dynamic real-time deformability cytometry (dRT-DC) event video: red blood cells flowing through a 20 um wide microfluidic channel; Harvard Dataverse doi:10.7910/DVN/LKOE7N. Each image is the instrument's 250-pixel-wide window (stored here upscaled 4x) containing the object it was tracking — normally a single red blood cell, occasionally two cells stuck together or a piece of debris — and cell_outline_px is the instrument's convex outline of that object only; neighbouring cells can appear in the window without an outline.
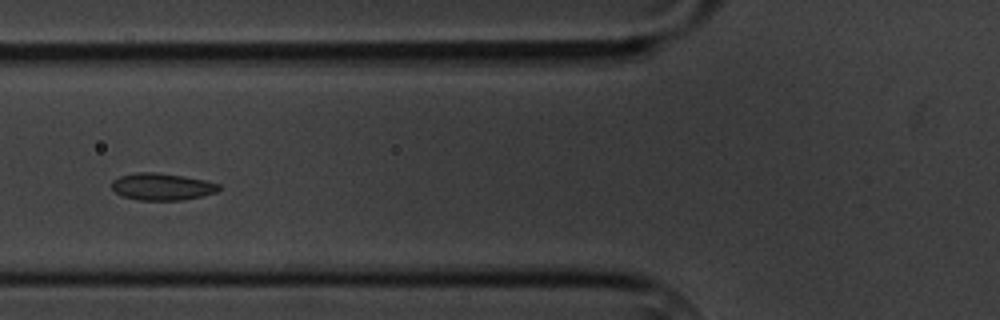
{"species": "common noctule bat (a hibernating species)", "species_latin": "Nyctalus noctula", "temperature_condition": "cold", "stored_images_in_passage": 6, "camera_frame_rate_fps": 3000, "um_per_image_px": 0.085, "animal": {"sex": "male", "body_mass_g": 20.1, "forearm_length_mm": 53.5}, "frame": {"image": 1, "passage_image": 2, "time_ms": 1.333, "image_size_px": [1000, 320], "cell_outline_px": [[220, 188], [216, 192], [200, 196], [180, 200], [136, 200], [124, 196], [116, 192], [112, 188], [112, 180], [120, 176], [136, 172], [156, 172], [184, 176], [204, 180], [220, 184]], "centroid_in_image_um": [13.75, 15.86], "position_along_channel_um": 112.0, "area_um2": 16.76}}
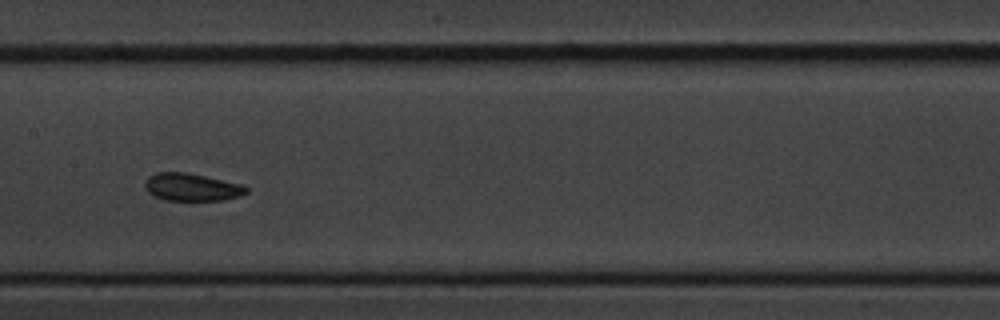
{"frame": {"image": 2, "passage_image": 4, "time_ms": 3.667, "image_size_px": [1000, 320], "cell_outline_px": [[248, 192], [240, 196], [224, 200], [164, 200], [152, 196], [148, 192], [144, 184], [148, 176], [156, 172], [188, 172], [240, 184], [248, 188]], "centroid_in_image_um": [16.27, 15.91], "position_along_channel_um": 191.1, "area_um2": 16.36}}
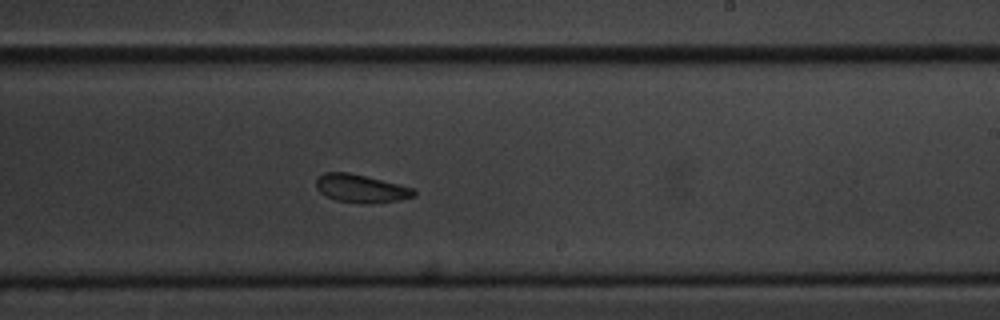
{"frame": {"image": 3, "passage_image": 6, "time_ms": 5.667, "image_size_px": [1000, 320], "cell_outline_px": [[416, 196], [396, 200], [372, 204], [364, 204], [336, 200], [320, 192], [316, 188], [316, 180], [324, 172], [348, 172], [412, 188], [416, 192]], "centroid_in_image_um": [30.65, 16.03], "position_along_channel_um": 258.3, "area_um2": 15.72}}